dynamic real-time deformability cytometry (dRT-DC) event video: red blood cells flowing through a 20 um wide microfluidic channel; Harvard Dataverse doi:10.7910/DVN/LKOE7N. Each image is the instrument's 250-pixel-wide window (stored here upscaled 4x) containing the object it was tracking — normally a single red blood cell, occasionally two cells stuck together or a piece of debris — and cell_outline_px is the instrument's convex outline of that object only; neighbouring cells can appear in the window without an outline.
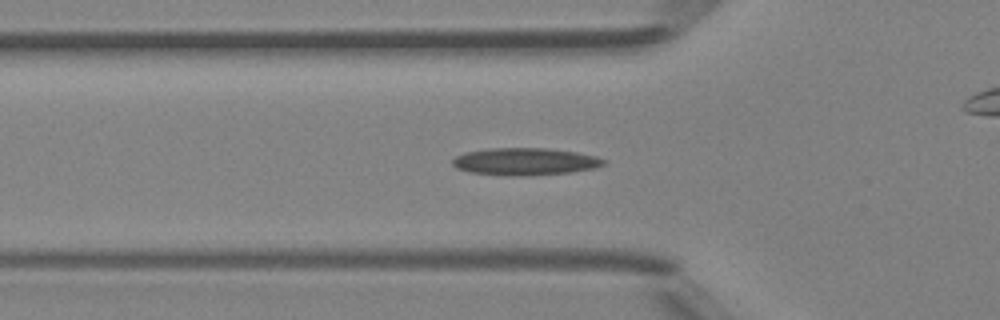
{"species": "Egyptian fruit bat (a non-hibernating species)", "species_latin": "Rousettus aegyptiacus", "temperature_condition": "room temperature", "stored_images_in_passage": 36, "camera_frame_rate_fps": 3000, "um_per_image_px": 0.085, "animal": {"sex": "female"}, "frame": {"image": 1, "passage_image": 9, "time_ms": 2.667, "image_size_px": [1000, 320], "cell_outline_px": [[608, 164], [596, 168], [572, 172], [524, 176], [504, 176], [468, 172], [456, 168], [452, 164], [452, 160], [456, 156], [464, 152], [492, 148], [548, 148], [576, 152], [596, 156], [608, 160]], "centroid_in_image_um": [44.66, 13.74], "position_along_channel_um": 81.1, "area_um2": 24.45}}
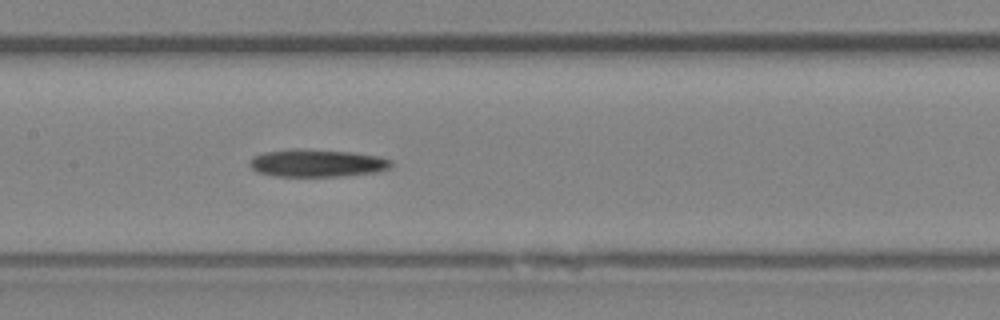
{"frame": {"image": 2, "passage_image": 16, "time_ms": 5.0, "image_size_px": [1000, 320], "cell_outline_px": [[392, 164], [388, 168], [376, 172], [344, 176], [272, 176], [256, 172], [248, 164], [248, 160], [252, 156], [264, 152], [292, 148], [300, 148], [352, 152], [380, 156], [392, 160]], "centroid_in_image_um": [26.89, 13.85], "position_along_channel_um": 180.5, "area_um2": 23.12}}
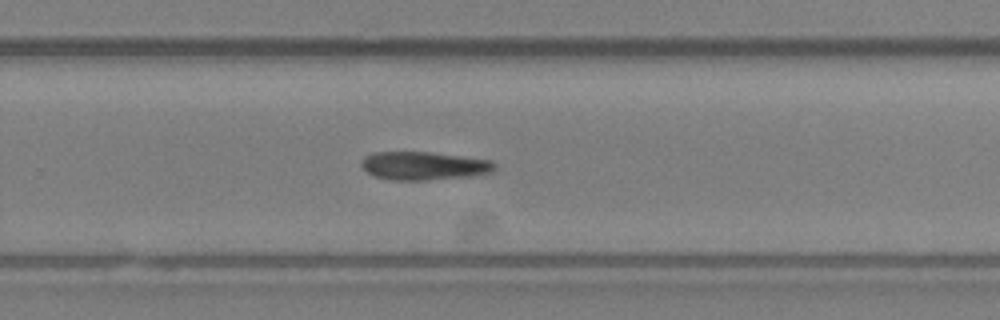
{"frame": {"image": 3, "passage_image": 24, "time_ms": 7.667, "image_size_px": [1000, 320], "cell_outline_px": [[496, 168], [492, 172], [468, 176], [424, 180], [392, 180], [376, 176], [368, 172], [360, 164], [360, 160], [364, 156], [372, 152], [428, 152], [492, 160], [496, 164]], "centroid_in_image_um": [36.01, 14.08], "position_along_channel_um": 293.8, "area_um2": 21.85}}